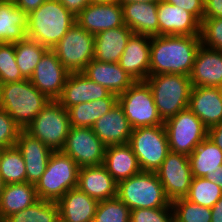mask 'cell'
<instances>
[{
  "instance_id": "4",
  "label": "cell",
  "mask_w": 222,
  "mask_h": 222,
  "mask_svg": "<svg viewBox=\"0 0 222 222\" xmlns=\"http://www.w3.org/2000/svg\"><path fill=\"white\" fill-rule=\"evenodd\" d=\"M151 88L154 103L163 122L188 108L192 84L182 74L149 75L145 80Z\"/></svg>"
},
{
  "instance_id": "37",
  "label": "cell",
  "mask_w": 222,
  "mask_h": 222,
  "mask_svg": "<svg viewBox=\"0 0 222 222\" xmlns=\"http://www.w3.org/2000/svg\"><path fill=\"white\" fill-rule=\"evenodd\" d=\"M174 222H211V208L200 206L185 198L171 202Z\"/></svg>"
},
{
  "instance_id": "19",
  "label": "cell",
  "mask_w": 222,
  "mask_h": 222,
  "mask_svg": "<svg viewBox=\"0 0 222 222\" xmlns=\"http://www.w3.org/2000/svg\"><path fill=\"white\" fill-rule=\"evenodd\" d=\"M15 146L25 161L26 182L35 185L44 174L53 150L24 129L20 131Z\"/></svg>"
},
{
  "instance_id": "33",
  "label": "cell",
  "mask_w": 222,
  "mask_h": 222,
  "mask_svg": "<svg viewBox=\"0 0 222 222\" xmlns=\"http://www.w3.org/2000/svg\"><path fill=\"white\" fill-rule=\"evenodd\" d=\"M14 47L15 59L20 72L25 79H30L34 69L48 48L28 37L15 42Z\"/></svg>"
},
{
  "instance_id": "31",
  "label": "cell",
  "mask_w": 222,
  "mask_h": 222,
  "mask_svg": "<svg viewBox=\"0 0 222 222\" xmlns=\"http://www.w3.org/2000/svg\"><path fill=\"white\" fill-rule=\"evenodd\" d=\"M118 103V95L112 93L102 98L86 103H79L68 108L71 127H92L93 124L108 113Z\"/></svg>"
},
{
  "instance_id": "49",
  "label": "cell",
  "mask_w": 222,
  "mask_h": 222,
  "mask_svg": "<svg viewBox=\"0 0 222 222\" xmlns=\"http://www.w3.org/2000/svg\"><path fill=\"white\" fill-rule=\"evenodd\" d=\"M205 178L216 183L222 189V166H220V169L216 172L206 175Z\"/></svg>"
},
{
  "instance_id": "6",
  "label": "cell",
  "mask_w": 222,
  "mask_h": 222,
  "mask_svg": "<svg viewBox=\"0 0 222 222\" xmlns=\"http://www.w3.org/2000/svg\"><path fill=\"white\" fill-rule=\"evenodd\" d=\"M79 167L62 151H53L47 168L35 184L39 199L57 202L67 191L78 185Z\"/></svg>"
},
{
  "instance_id": "5",
  "label": "cell",
  "mask_w": 222,
  "mask_h": 222,
  "mask_svg": "<svg viewBox=\"0 0 222 222\" xmlns=\"http://www.w3.org/2000/svg\"><path fill=\"white\" fill-rule=\"evenodd\" d=\"M117 197L132 211L141 208L167 207L171 201L155 172L141 171L120 181Z\"/></svg>"
},
{
  "instance_id": "26",
  "label": "cell",
  "mask_w": 222,
  "mask_h": 222,
  "mask_svg": "<svg viewBox=\"0 0 222 222\" xmlns=\"http://www.w3.org/2000/svg\"><path fill=\"white\" fill-rule=\"evenodd\" d=\"M123 20L134 33L149 37L159 35L158 3L121 4Z\"/></svg>"
},
{
  "instance_id": "21",
  "label": "cell",
  "mask_w": 222,
  "mask_h": 222,
  "mask_svg": "<svg viewBox=\"0 0 222 222\" xmlns=\"http://www.w3.org/2000/svg\"><path fill=\"white\" fill-rule=\"evenodd\" d=\"M91 128L106 146L128 144L133 130L119 103L99 118Z\"/></svg>"
},
{
  "instance_id": "34",
  "label": "cell",
  "mask_w": 222,
  "mask_h": 222,
  "mask_svg": "<svg viewBox=\"0 0 222 222\" xmlns=\"http://www.w3.org/2000/svg\"><path fill=\"white\" fill-rule=\"evenodd\" d=\"M3 222H60L57 202L39 199L33 205L13 213Z\"/></svg>"
},
{
  "instance_id": "8",
  "label": "cell",
  "mask_w": 222,
  "mask_h": 222,
  "mask_svg": "<svg viewBox=\"0 0 222 222\" xmlns=\"http://www.w3.org/2000/svg\"><path fill=\"white\" fill-rule=\"evenodd\" d=\"M128 144L142 171L156 172L170 152L164 125L133 129Z\"/></svg>"
},
{
  "instance_id": "22",
  "label": "cell",
  "mask_w": 222,
  "mask_h": 222,
  "mask_svg": "<svg viewBox=\"0 0 222 222\" xmlns=\"http://www.w3.org/2000/svg\"><path fill=\"white\" fill-rule=\"evenodd\" d=\"M192 86L222 88V51L201 44L190 74Z\"/></svg>"
},
{
  "instance_id": "42",
  "label": "cell",
  "mask_w": 222,
  "mask_h": 222,
  "mask_svg": "<svg viewBox=\"0 0 222 222\" xmlns=\"http://www.w3.org/2000/svg\"><path fill=\"white\" fill-rule=\"evenodd\" d=\"M21 127L0 107V148L15 146Z\"/></svg>"
},
{
  "instance_id": "36",
  "label": "cell",
  "mask_w": 222,
  "mask_h": 222,
  "mask_svg": "<svg viewBox=\"0 0 222 222\" xmlns=\"http://www.w3.org/2000/svg\"><path fill=\"white\" fill-rule=\"evenodd\" d=\"M222 197V189L216 183L204 177H193L185 199L200 206L212 208Z\"/></svg>"
},
{
  "instance_id": "46",
  "label": "cell",
  "mask_w": 222,
  "mask_h": 222,
  "mask_svg": "<svg viewBox=\"0 0 222 222\" xmlns=\"http://www.w3.org/2000/svg\"><path fill=\"white\" fill-rule=\"evenodd\" d=\"M16 6L23 10L26 14L36 10L46 0H13Z\"/></svg>"
},
{
  "instance_id": "45",
  "label": "cell",
  "mask_w": 222,
  "mask_h": 222,
  "mask_svg": "<svg viewBox=\"0 0 222 222\" xmlns=\"http://www.w3.org/2000/svg\"><path fill=\"white\" fill-rule=\"evenodd\" d=\"M60 3L74 16H77L91 0H59Z\"/></svg>"
},
{
  "instance_id": "7",
  "label": "cell",
  "mask_w": 222,
  "mask_h": 222,
  "mask_svg": "<svg viewBox=\"0 0 222 222\" xmlns=\"http://www.w3.org/2000/svg\"><path fill=\"white\" fill-rule=\"evenodd\" d=\"M70 127L68 110L51 100L24 130L51 150L61 151Z\"/></svg>"
},
{
  "instance_id": "29",
  "label": "cell",
  "mask_w": 222,
  "mask_h": 222,
  "mask_svg": "<svg viewBox=\"0 0 222 222\" xmlns=\"http://www.w3.org/2000/svg\"><path fill=\"white\" fill-rule=\"evenodd\" d=\"M38 200L34 184L21 182L5 185L0 195V222Z\"/></svg>"
},
{
  "instance_id": "35",
  "label": "cell",
  "mask_w": 222,
  "mask_h": 222,
  "mask_svg": "<svg viewBox=\"0 0 222 222\" xmlns=\"http://www.w3.org/2000/svg\"><path fill=\"white\" fill-rule=\"evenodd\" d=\"M0 176L5 185L26 182V166L16 146L2 149L0 153Z\"/></svg>"
},
{
  "instance_id": "48",
  "label": "cell",
  "mask_w": 222,
  "mask_h": 222,
  "mask_svg": "<svg viewBox=\"0 0 222 222\" xmlns=\"http://www.w3.org/2000/svg\"><path fill=\"white\" fill-rule=\"evenodd\" d=\"M211 222H222V197L211 208Z\"/></svg>"
},
{
  "instance_id": "17",
  "label": "cell",
  "mask_w": 222,
  "mask_h": 222,
  "mask_svg": "<svg viewBox=\"0 0 222 222\" xmlns=\"http://www.w3.org/2000/svg\"><path fill=\"white\" fill-rule=\"evenodd\" d=\"M112 94L101 84L90 80L83 72L70 73L57 101L68 109L79 103L107 98Z\"/></svg>"
},
{
  "instance_id": "15",
  "label": "cell",
  "mask_w": 222,
  "mask_h": 222,
  "mask_svg": "<svg viewBox=\"0 0 222 222\" xmlns=\"http://www.w3.org/2000/svg\"><path fill=\"white\" fill-rule=\"evenodd\" d=\"M76 22L87 32L101 31L125 25L121 3H90L77 16Z\"/></svg>"
},
{
  "instance_id": "14",
  "label": "cell",
  "mask_w": 222,
  "mask_h": 222,
  "mask_svg": "<svg viewBox=\"0 0 222 222\" xmlns=\"http://www.w3.org/2000/svg\"><path fill=\"white\" fill-rule=\"evenodd\" d=\"M70 72L59 61L56 53L48 49L30 77L31 83L50 100H57Z\"/></svg>"
},
{
  "instance_id": "16",
  "label": "cell",
  "mask_w": 222,
  "mask_h": 222,
  "mask_svg": "<svg viewBox=\"0 0 222 222\" xmlns=\"http://www.w3.org/2000/svg\"><path fill=\"white\" fill-rule=\"evenodd\" d=\"M150 42L151 37L133 33L118 61L135 81H145L150 75Z\"/></svg>"
},
{
  "instance_id": "40",
  "label": "cell",
  "mask_w": 222,
  "mask_h": 222,
  "mask_svg": "<svg viewBox=\"0 0 222 222\" xmlns=\"http://www.w3.org/2000/svg\"><path fill=\"white\" fill-rule=\"evenodd\" d=\"M200 38L203 46L222 51V18H203Z\"/></svg>"
},
{
  "instance_id": "51",
  "label": "cell",
  "mask_w": 222,
  "mask_h": 222,
  "mask_svg": "<svg viewBox=\"0 0 222 222\" xmlns=\"http://www.w3.org/2000/svg\"><path fill=\"white\" fill-rule=\"evenodd\" d=\"M110 2L120 3V0H91V3H110Z\"/></svg>"
},
{
  "instance_id": "9",
  "label": "cell",
  "mask_w": 222,
  "mask_h": 222,
  "mask_svg": "<svg viewBox=\"0 0 222 222\" xmlns=\"http://www.w3.org/2000/svg\"><path fill=\"white\" fill-rule=\"evenodd\" d=\"M118 103L132 129L164 125L146 81H135L124 93L118 95Z\"/></svg>"
},
{
  "instance_id": "11",
  "label": "cell",
  "mask_w": 222,
  "mask_h": 222,
  "mask_svg": "<svg viewBox=\"0 0 222 222\" xmlns=\"http://www.w3.org/2000/svg\"><path fill=\"white\" fill-rule=\"evenodd\" d=\"M164 126L172 152L190 155L208 136V128L189 108L166 120Z\"/></svg>"
},
{
  "instance_id": "20",
  "label": "cell",
  "mask_w": 222,
  "mask_h": 222,
  "mask_svg": "<svg viewBox=\"0 0 222 222\" xmlns=\"http://www.w3.org/2000/svg\"><path fill=\"white\" fill-rule=\"evenodd\" d=\"M188 108L210 127L222 122V88L192 86Z\"/></svg>"
},
{
  "instance_id": "30",
  "label": "cell",
  "mask_w": 222,
  "mask_h": 222,
  "mask_svg": "<svg viewBox=\"0 0 222 222\" xmlns=\"http://www.w3.org/2000/svg\"><path fill=\"white\" fill-rule=\"evenodd\" d=\"M27 21V14L13 0H0V43H15L25 39Z\"/></svg>"
},
{
  "instance_id": "1",
  "label": "cell",
  "mask_w": 222,
  "mask_h": 222,
  "mask_svg": "<svg viewBox=\"0 0 222 222\" xmlns=\"http://www.w3.org/2000/svg\"><path fill=\"white\" fill-rule=\"evenodd\" d=\"M200 46V36L158 35L151 37L150 75L190 76Z\"/></svg>"
},
{
  "instance_id": "38",
  "label": "cell",
  "mask_w": 222,
  "mask_h": 222,
  "mask_svg": "<svg viewBox=\"0 0 222 222\" xmlns=\"http://www.w3.org/2000/svg\"><path fill=\"white\" fill-rule=\"evenodd\" d=\"M131 210L118 198L99 201L92 222H128Z\"/></svg>"
},
{
  "instance_id": "44",
  "label": "cell",
  "mask_w": 222,
  "mask_h": 222,
  "mask_svg": "<svg viewBox=\"0 0 222 222\" xmlns=\"http://www.w3.org/2000/svg\"><path fill=\"white\" fill-rule=\"evenodd\" d=\"M222 18V0H204V18Z\"/></svg>"
},
{
  "instance_id": "3",
  "label": "cell",
  "mask_w": 222,
  "mask_h": 222,
  "mask_svg": "<svg viewBox=\"0 0 222 222\" xmlns=\"http://www.w3.org/2000/svg\"><path fill=\"white\" fill-rule=\"evenodd\" d=\"M50 101L29 79L0 84V107L21 129H25Z\"/></svg>"
},
{
  "instance_id": "13",
  "label": "cell",
  "mask_w": 222,
  "mask_h": 222,
  "mask_svg": "<svg viewBox=\"0 0 222 222\" xmlns=\"http://www.w3.org/2000/svg\"><path fill=\"white\" fill-rule=\"evenodd\" d=\"M155 173L171 202L187 195L193 178L188 155L170 151Z\"/></svg>"
},
{
  "instance_id": "47",
  "label": "cell",
  "mask_w": 222,
  "mask_h": 222,
  "mask_svg": "<svg viewBox=\"0 0 222 222\" xmlns=\"http://www.w3.org/2000/svg\"><path fill=\"white\" fill-rule=\"evenodd\" d=\"M207 137L222 150V122L210 127Z\"/></svg>"
},
{
  "instance_id": "50",
  "label": "cell",
  "mask_w": 222,
  "mask_h": 222,
  "mask_svg": "<svg viewBox=\"0 0 222 222\" xmlns=\"http://www.w3.org/2000/svg\"><path fill=\"white\" fill-rule=\"evenodd\" d=\"M161 0H120L121 4L128 3H158Z\"/></svg>"
},
{
  "instance_id": "12",
  "label": "cell",
  "mask_w": 222,
  "mask_h": 222,
  "mask_svg": "<svg viewBox=\"0 0 222 222\" xmlns=\"http://www.w3.org/2000/svg\"><path fill=\"white\" fill-rule=\"evenodd\" d=\"M106 145L90 127H70L65 145L61 150L70 156L79 168L102 165Z\"/></svg>"
},
{
  "instance_id": "2",
  "label": "cell",
  "mask_w": 222,
  "mask_h": 222,
  "mask_svg": "<svg viewBox=\"0 0 222 222\" xmlns=\"http://www.w3.org/2000/svg\"><path fill=\"white\" fill-rule=\"evenodd\" d=\"M27 17V37L48 49H53L76 23V16L59 0H46L36 10L27 14Z\"/></svg>"
},
{
  "instance_id": "27",
  "label": "cell",
  "mask_w": 222,
  "mask_h": 222,
  "mask_svg": "<svg viewBox=\"0 0 222 222\" xmlns=\"http://www.w3.org/2000/svg\"><path fill=\"white\" fill-rule=\"evenodd\" d=\"M133 33L129 27L123 25L95 34L93 59L107 63H118Z\"/></svg>"
},
{
  "instance_id": "41",
  "label": "cell",
  "mask_w": 222,
  "mask_h": 222,
  "mask_svg": "<svg viewBox=\"0 0 222 222\" xmlns=\"http://www.w3.org/2000/svg\"><path fill=\"white\" fill-rule=\"evenodd\" d=\"M172 212V204L160 208L134 209L131 211L130 220L133 222H174V213Z\"/></svg>"
},
{
  "instance_id": "18",
  "label": "cell",
  "mask_w": 222,
  "mask_h": 222,
  "mask_svg": "<svg viewBox=\"0 0 222 222\" xmlns=\"http://www.w3.org/2000/svg\"><path fill=\"white\" fill-rule=\"evenodd\" d=\"M157 13L159 35L200 36L201 23L186 10L161 0Z\"/></svg>"
},
{
  "instance_id": "39",
  "label": "cell",
  "mask_w": 222,
  "mask_h": 222,
  "mask_svg": "<svg viewBox=\"0 0 222 222\" xmlns=\"http://www.w3.org/2000/svg\"><path fill=\"white\" fill-rule=\"evenodd\" d=\"M24 79L16 63L14 43H0V84Z\"/></svg>"
},
{
  "instance_id": "32",
  "label": "cell",
  "mask_w": 222,
  "mask_h": 222,
  "mask_svg": "<svg viewBox=\"0 0 222 222\" xmlns=\"http://www.w3.org/2000/svg\"><path fill=\"white\" fill-rule=\"evenodd\" d=\"M188 158L193 177L205 178L222 166V150L208 137L188 155Z\"/></svg>"
},
{
  "instance_id": "24",
  "label": "cell",
  "mask_w": 222,
  "mask_h": 222,
  "mask_svg": "<svg viewBox=\"0 0 222 222\" xmlns=\"http://www.w3.org/2000/svg\"><path fill=\"white\" fill-rule=\"evenodd\" d=\"M98 203L78 187L73 188L57 201L60 222H92Z\"/></svg>"
},
{
  "instance_id": "52",
  "label": "cell",
  "mask_w": 222,
  "mask_h": 222,
  "mask_svg": "<svg viewBox=\"0 0 222 222\" xmlns=\"http://www.w3.org/2000/svg\"><path fill=\"white\" fill-rule=\"evenodd\" d=\"M4 186H5V184H4V182H3V180H2V178L0 176V195L3 192Z\"/></svg>"
},
{
  "instance_id": "43",
  "label": "cell",
  "mask_w": 222,
  "mask_h": 222,
  "mask_svg": "<svg viewBox=\"0 0 222 222\" xmlns=\"http://www.w3.org/2000/svg\"><path fill=\"white\" fill-rule=\"evenodd\" d=\"M191 13L200 23L204 18V0H163Z\"/></svg>"
},
{
  "instance_id": "23",
  "label": "cell",
  "mask_w": 222,
  "mask_h": 222,
  "mask_svg": "<svg viewBox=\"0 0 222 222\" xmlns=\"http://www.w3.org/2000/svg\"><path fill=\"white\" fill-rule=\"evenodd\" d=\"M77 187L98 201L117 197L118 183L103 165L79 168Z\"/></svg>"
},
{
  "instance_id": "10",
  "label": "cell",
  "mask_w": 222,
  "mask_h": 222,
  "mask_svg": "<svg viewBox=\"0 0 222 222\" xmlns=\"http://www.w3.org/2000/svg\"><path fill=\"white\" fill-rule=\"evenodd\" d=\"M95 37L77 22L52 49L62 65L70 72H83L94 58Z\"/></svg>"
},
{
  "instance_id": "25",
  "label": "cell",
  "mask_w": 222,
  "mask_h": 222,
  "mask_svg": "<svg viewBox=\"0 0 222 222\" xmlns=\"http://www.w3.org/2000/svg\"><path fill=\"white\" fill-rule=\"evenodd\" d=\"M83 73L116 95L124 93L135 82L118 63L101 62L96 59L87 64Z\"/></svg>"
},
{
  "instance_id": "28",
  "label": "cell",
  "mask_w": 222,
  "mask_h": 222,
  "mask_svg": "<svg viewBox=\"0 0 222 222\" xmlns=\"http://www.w3.org/2000/svg\"><path fill=\"white\" fill-rule=\"evenodd\" d=\"M102 165L117 183L142 171L129 144L107 146Z\"/></svg>"
}]
</instances>
